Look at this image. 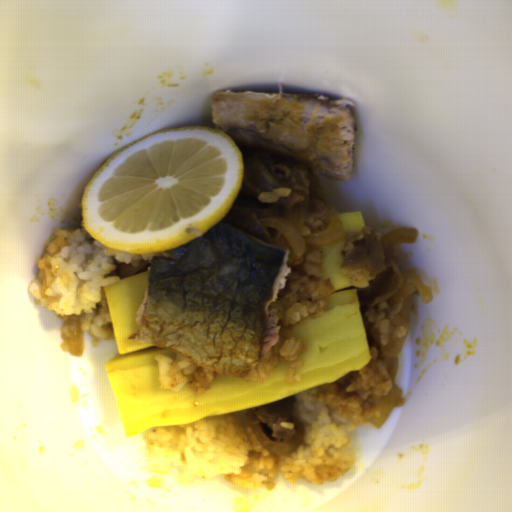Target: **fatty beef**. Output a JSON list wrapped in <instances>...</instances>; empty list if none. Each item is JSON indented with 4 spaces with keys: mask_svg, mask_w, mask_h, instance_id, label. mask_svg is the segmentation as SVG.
<instances>
[{
    "mask_svg": "<svg viewBox=\"0 0 512 512\" xmlns=\"http://www.w3.org/2000/svg\"><path fill=\"white\" fill-rule=\"evenodd\" d=\"M384 236L370 226L357 234H346L340 268H360L373 277L366 288L356 289V295L369 349H376L379 361L390 374L394 360L386 352L405 333V328L396 324L405 298L418 294L422 303H428L433 295L413 271L401 272L396 246H388Z\"/></svg>",
    "mask_w": 512,
    "mask_h": 512,
    "instance_id": "obj_1",
    "label": "fatty beef"
},
{
    "mask_svg": "<svg viewBox=\"0 0 512 512\" xmlns=\"http://www.w3.org/2000/svg\"><path fill=\"white\" fill-rule=\"evenodd\" d=\"M236 147L243 163L241 184L233 205L219 223L233 225L274 245L281 232L259 220L267 216L286 218L309 196V213L301 227V236L323 231L334 209L326 201L327 188L318 175L311 174L299 163L240 145ZM281 187L293 189L291 195L266 203L257 198L264 191Z\"/></svg>",
    "mask_w": 512,
    "mask_h": 512,
    "instance_id": "obj_2",
    "label": "fatty beef"
},
{
    "mask_svg": "<svg viewBox=\"0 0 512 512\" xmlns=\"http://www.w3.org/2000/svg\"><path fill=\"white\" fill-rule=\"evenodd\" d=\"M295 408L296 398L290 396L247 410L245 421L252 426L259 424L265 435L274 442L285 443L295 439L297 434Z\"/></svg>",
    "mask_w": 512,
    "mask_h": 512,
    "instance_id": "obj_3",
    "label": "fatty beef"
},
{
    "mask_svg": "<svg viewBox=\"0 0 512 512\" xmlns=\"http://www.w3.org/2000/svg\"><path fill=\"white\" fill-rule=\"evenodd\" d=\"M288 263L290 272L284 287L279 290L275 299L282 304L286 312L298 301L302 288L318 278L316 274L304 270L305 253L297 259H288Z\"/></svg>",
    "mask_w": 512,
    "mask_h": 512,
    "instance_id": "obj_4",
    "label": "fatty beef"
},
{
    "mask_svg": "<svg viewBox=\"0 0 512 512\" xmlns=\"http://www.w3.org/2000/svg\"><path fill=\"white\" fill-rule=\"evenodd\" d=\"M152 260L143 259L138 262V266H134L130 263L119 262L117 259H113V264L115 265V269L107 273L105 278L109 276H119L120 280L125 279L131 275H134L138 272H142L145 270H150Z\"/></svg>",
    "mask_w": 512,
    "mask_h": 512,
    "instance_id": "obj_5",
    "label": "fatty beef"
},
{
    "mask_svg": "<svg viewBox=\"0 0 512 512\" xmlns=\"http://www.w3.org/2000/svg\"><path fill=\"white\" fill-rule=\"evenodd\" d=\"M360 376L361 374L357 371V369L351 370L337 381L331 382L334 387L335 394L341 399H348L353 396H358V391H347V388L352 382L360 378Z\"/></svg>",
    "mask_w": 512,
    "mask_h": 512,
    "instance_id": "obj_6",
    "label": "fatty beef"
}]
</instances>
